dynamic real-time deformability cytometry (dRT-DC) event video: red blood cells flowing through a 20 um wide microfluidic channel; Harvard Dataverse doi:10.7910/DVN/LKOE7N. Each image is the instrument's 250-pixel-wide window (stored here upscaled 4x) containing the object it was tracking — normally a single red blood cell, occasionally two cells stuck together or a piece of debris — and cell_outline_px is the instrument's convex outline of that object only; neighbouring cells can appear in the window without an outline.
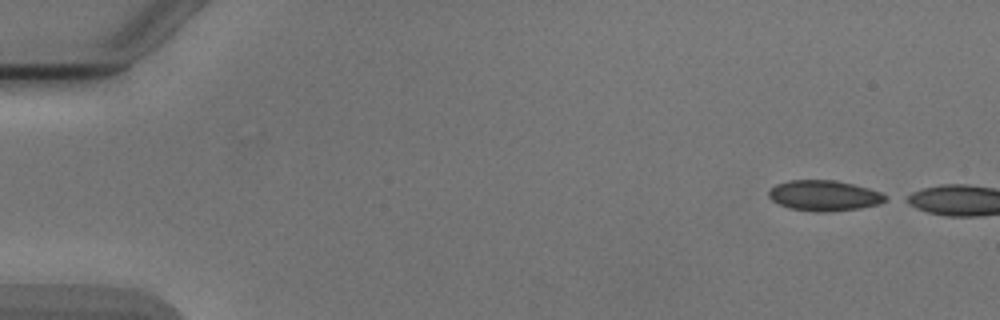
{"species": "Egyptian fruit bat (a non-hibernating species)", "species_latin": "Rousettus aegyptiacus", "temperature_condition": "cold", "stored_images_in_passage": 5, "camera_frame_rate_fps": 3000, "um_per_image_px": 0.085, "animal": {"sex": "male"}, "frame": {"image": 1, "passage_image": 1, "time_ms": 0.0, "image_size_px": [1000, 320], "cell_outline_px": [[888, 200], [880, 204], [860, 208], [828, 212], [816, 212], [788, 208], [772, 200], [768, 196], [768, 192], [776, 184], [788, 180], [832, 180], [852, 184], [868, 188], [880, 192], [888, 196]], "centroid_in_image_um": [70.06, 16.63], "position_along_channel_um": 14.9, "area_um2": 20.81}}